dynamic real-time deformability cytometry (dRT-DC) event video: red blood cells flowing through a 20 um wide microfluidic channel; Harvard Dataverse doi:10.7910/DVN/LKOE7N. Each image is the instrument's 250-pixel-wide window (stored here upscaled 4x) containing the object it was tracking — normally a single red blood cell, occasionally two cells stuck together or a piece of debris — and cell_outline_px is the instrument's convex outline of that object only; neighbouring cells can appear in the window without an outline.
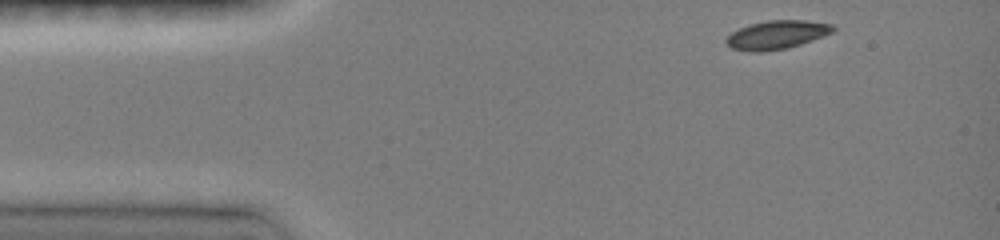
{"species": "common noctule bat (a hibernating species)", "species_latin": "Nyctalus noctula", "temperature_condition": "room temperature", "stored_images_in_passage": 20, "camera_frame_rate_fps": 3000, "um_per_image_px": 0.085, "animal": {"sex": "female", "body_mass_g": 19.0, "forearm_length_mm": 51.5}, "frame": {"image": 1, "passage_image": 1, "time_ms": 0.0, "image_size_px": [1000, 240], "cell_outline_px": [[836, 28], [832, 32], [812, 40], [788, 48], [760, 52], [748, 52], [732, 48], [724, 40], [732, 32], [748, 24], [768, 20], [804, 20], [832, 24]], "centroid_in_image_um": [66.0, 2.96], "position_along_channel_um": 19.0, "area_um2": 17.74}}
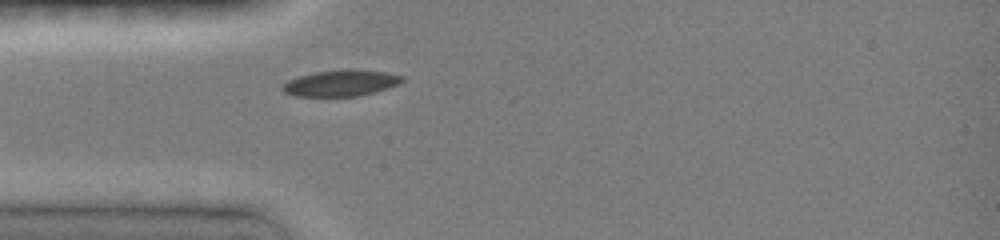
{"frame": {"image": 2, "passage_image": 17, "time_ms": 2.667, "image_size_px": [1000, 240], "cell_outline_px": [[404, 80], [400, 84], [388, 88], [360, 96], [296, 96], [284, 92], [280, 88], [288, 80], [296, 76], [316, 72], [348, 68], [352, 68], [384, 72], [404, 76]], "centroid_in_image_um": [28.99, 7.05], "position_along_channel_um": 56.0, "area_um2": 18.5}}